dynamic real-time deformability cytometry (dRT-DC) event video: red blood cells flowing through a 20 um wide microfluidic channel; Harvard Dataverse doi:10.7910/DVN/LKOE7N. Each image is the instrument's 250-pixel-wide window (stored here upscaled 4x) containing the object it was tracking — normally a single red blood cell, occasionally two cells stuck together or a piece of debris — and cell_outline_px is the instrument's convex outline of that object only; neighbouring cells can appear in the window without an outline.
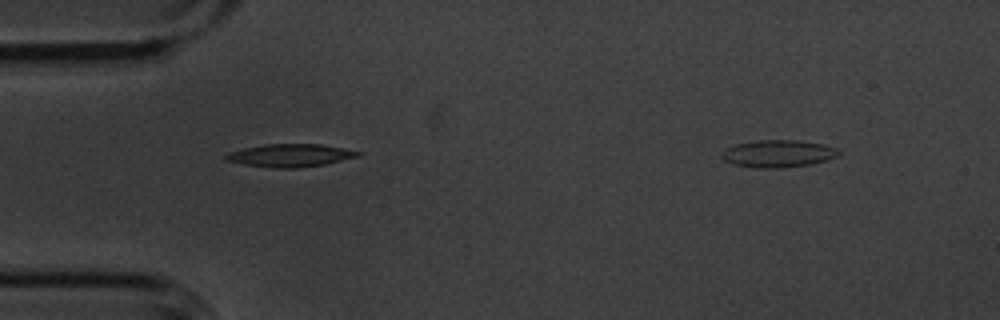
{"species": "common noctule bat (a hibernating species)", "species_latin": "Nyctalus noctula", "temperature_condition": "cold", "stored_images_in_passage": 36, "camera_frame_rate_fps": 3000, "um_per_image_px": 0.085, "animal": {"sex": "male", "body_mass_g": 20.1, "forearm_length_mm": 53.5}, "frame": {"image": 1, "passage_image": 4, "time_ms": 1.0, "image_size_px": [1000, 320], "cell_outline_px": [[360, 156], [324, 164], [296, 168], [276, 168], [244, 164], [224, 160], [224, 156], [232, 152], [244, 148], [264, 144], [320, 144], [344, 148], [360, 152]], "centroid_in_image_um": [24.67, 13.2], "position_along_channel_um": 60.3, "area_um2": 17.34}}
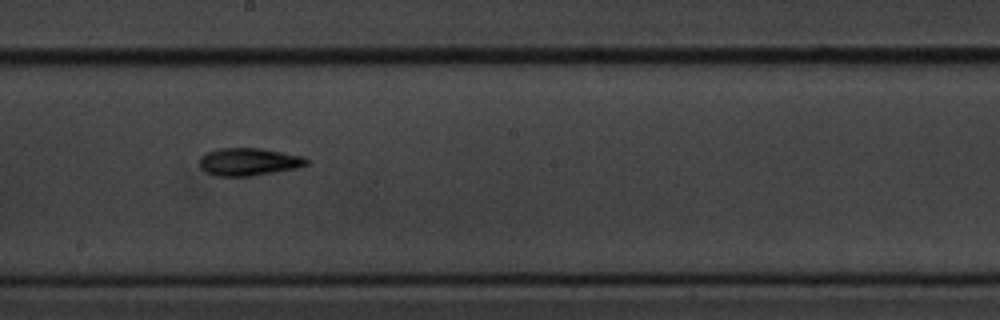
{"frame": {"image": 2, "passage_image": 18, "time_ms": 5.667, "image_size_px": [1000, 320], "cell_outline_px": [[308, 164], [296, 168], [252, 176], [216, 176], [200, 168], [200, 156], [216, 148], [260, 148], [304, 156], [308, 160]], "centroid_in_image_um": [21.14, 13.74], "position_along_channel_um": 227.1, "area_um2": 17.22}}
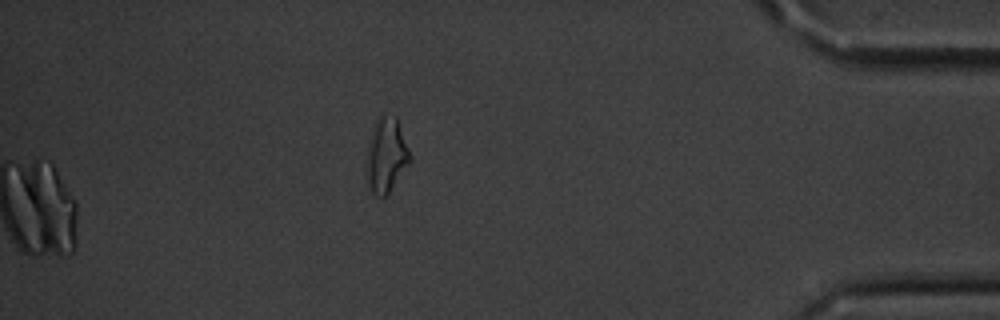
{"frame": {"image": 3, "passage_image": 36, "time_ms": 11.667, "image_size_px": [1000, 320], "cell_outline_px": [[412, 160], [388, 192], [384, 196], [376, 196], [372, 192], [368, 184], [364, 164], [368, 144], [372, 128], [376, 116], [396, 116], [412, 156]], "centroid_in_image_um": [32.81, 13.17], "position_along_channel_um": 402.4, "area_um2": 19.13}, "authors_computed_cell_mechanics": {"area_um2": 16.762, "velocity_mm_per_s": 3.6064, "shape_relaxation_time_tau1_ms": 3.1332, "shape_relaxation_time_tau2_ms": 6.2387, "deformation_change_tau1": 0.1482, "deformation_change_tau2": 0.1432}}